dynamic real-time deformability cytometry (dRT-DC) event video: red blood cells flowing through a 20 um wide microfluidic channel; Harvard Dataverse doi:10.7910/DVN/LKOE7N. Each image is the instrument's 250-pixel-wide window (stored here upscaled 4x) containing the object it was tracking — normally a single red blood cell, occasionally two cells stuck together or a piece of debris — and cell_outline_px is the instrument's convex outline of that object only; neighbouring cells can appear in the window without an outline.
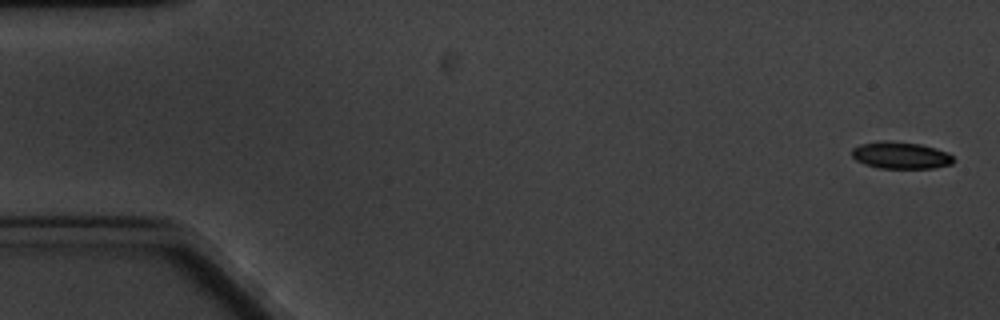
{"species": "common noctule bat (a hibernating species)", "species_latin": "Nyctalus noctula", "temperature_condition": "cold", "stored_images_in_passage": 7, "segment_of_instrument_passage": [2, 2], "camera_frame_rate_fps": 3000, "um_per_image_px": 0.085, "animal": {"sex": "male", "body_mass_g": 20.1, "forearm_length_mm": 53.5}, "frame": {"image": 1, "passage_image": 7, "time_ms": 7.667, "image_size_px": [1000, 320], "cell_outline_px": [[956, 160], [952, 164], [936, 168], [880, 168], [864, 164], [856, 160], [852, 156], [852, 148], [860, 144], [880, 140], [884, 140], [920, 144], [936, 148], [948, 152]], "centroid_in_image_um": [76.57, 13.2], "position_along_channel_um": 8.4, "area_um2": 16.13}}